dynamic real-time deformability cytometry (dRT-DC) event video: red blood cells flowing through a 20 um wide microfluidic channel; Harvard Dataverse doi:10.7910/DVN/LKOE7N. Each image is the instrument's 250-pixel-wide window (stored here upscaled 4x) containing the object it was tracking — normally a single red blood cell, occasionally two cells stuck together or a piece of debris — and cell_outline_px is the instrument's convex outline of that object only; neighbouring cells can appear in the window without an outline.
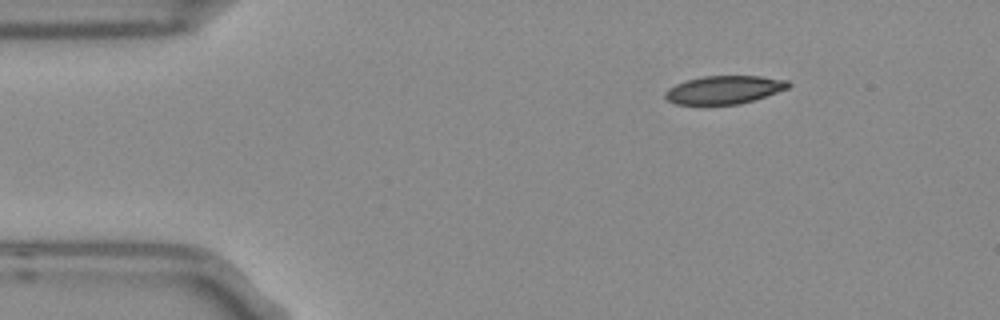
{"species": "Egyptian fruit bat (a non-hibernating species)", "species_latin": "Rousettus aegyptiacus", "temperature_condition": "room temperature", "stored_images_in_passage": 3, "camera_frame_rate_fps": 3000, "um_per_image_px": 0.085, "frame": {"image": 1, "passage_image": 1, "time_ms": 0.0, "image_size_px": [1000, 320], "cell_outline_px": [[792, 84], [788, 88], [740, 104], [676, 104], [668, 100], [664, 96], [664, 92], [668, 88], [676, 84], [688, 80], [704, 76], [760, 76], [788, 80]], "centroid_in_image_um": [61.55, 7.62], "position_along_channel_um": 23.5, "area_um2": 20.0}}